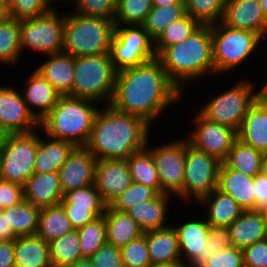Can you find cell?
Here are the masks:
<instances>
[{"label": "cell", "instance_id": "63", "mask_svg": "<svg viewBox=\"0 0 267 267\" xmlns=\"http://www.w3.org/2000/svg\"><path fill=\"white\" fill-rule=\"evenodd\" d=\"M260 173L267 177V153L262 156Z\"/></svg>", "mask_w": 267, "mask_h": 267}, {"label": "cell", "instance_id": "6", "mask_svg": "<svg viewBox=\"0 0 267 267\" xmlns=\"http://www.w3.org/2000/svg\"><path fill=\"white\" fill-rule=\"evenodd\" d=\"M117 70L110 53L75 57L74 83L68 96L111 103Z\"/></svg>", "mask_w": 267, "mask_h": 267}, {"label": "cell", "instance_id": "19", "mask_svg": "<svg viewBox=\"0 0 267 267\" xmlns=\"http://www.w3.org/2000/svg\"><path fill=\"white\" fill-rule=\"evenodd\" d=\"M28 76L21 95L28 110L40 122L56 105L61 94L38 71L34 70Z\"/></svg>", "mask_w": 267, "mask_h": 267}, {"label": "cell", "instance_id": "41", "mask_svg": "<svg viewBox=\"0 0 267 267\" xmlns=\"http://www.w3.org/2000/svg\"><path fill=\"white\" fill-rule=\"evenodd\" d=\"M76 230L83 258H90L101 246L107 243L104 216L96 218Z\"/></svg>", "mask_w": 267, "mask_h": 267}, {"label": "cell", "instance_id": "16", "mask_svg": "<svg viewBox=\"0 0 267 267\" xmlns=\"http://www.w3.org/2000/svg\"><path fill=\"white\" fill-rule=\"evenodd\" d=\"M96 164L97 159L85 146H76L58 171L63 195L94 184Z\"/></svg>", "mask_w": 267, "mask_h": 267}, {"label": "cell", "instance_id": "4", "mask_svg": "<svg viewBox=\"0 0 267 267\" xmlns=\"http://www.w3.org/2000/svg\"><path fill=\"white\" fill-rule=\"evenodd\" d=\"M98 102L85 98L61 96L51 111L40 121L44 137L65 140L75 146H86L92 132Z\"/></svg>", "mask_w": 267, "mask_h": 267}, {"label": "cell", "instance_id": "8", "mask_svg": "<svg viewBox=\"0 0 267 267\" xmlns=\"http://www.w3.org/2000/svg\"><path fill=\"white\" fill-rule=\"evenodd\" d=\"M234 86L207 101L198 111L207 120L235 129L241 127L249 108L255 103L253 81L241 78Z\"/></svg>", "mask_w": 267, "mask_h": 267}, {"label": "cell", "instance_id": "47", "mask_svg": "<svg viewBox=\"0 0 267 267\" xmlns=\"http://www.w3.org/2000/svg\"><path fill=\"white\" fill-rule=\"evenodd\" d=\"M120 252L123 267H148L151 264L144 235L121 247Z\"/></svg>", "mask_w": 267, "mask_h": 267}, {"label": "cell", "instance_id": "32", "mask_svg": "<svg viewBox=\"0 0 267 267\" xmlns=\"http://www.w3.org/2000/svg\"><path fill=\"white\" fill-rule=\"evenodd\" d=\"M74 230L61 204L40 209L36 235L47 243Z\"/></svg>", "mask_w": 267, "mask_h": 267}, {"label": "cell", "instance_id": "15", "mask_svg": "<svg viewBox=\"0 0 267 267\" xmlns=\"http://www.w3.org/2000/svg\"><path fill=\"white\" fill-rule=\"evenodd\" d=\"M40 129V122L28 110L21 90L0 85V129L5 134L30 133Z\"/></svg>", "mask_w": 267, "mask_h": 267}, {"label": "cell", "instance_id": "59", "mask_svg": "<svg viewBox=\"0 0 267 267\" xmlns=\"http://www.w3.org/2000/svg\"><path fill=\"white\" fill-rule=\"evenodd\" d=\"M152 6H170L173 4H184V0H151Z\"/></svg>", "mask_w": 267, "mask_h": 267}, {"label": "cell", "instance_id": "28", "mask_svg": "<svg viewBox=\"0 0 267 267\" xmlns=\"http://www.w3.org/2000/svg\"><path fill=\"white\" fill-rule=\"evenodd\" d=\"M13 249L15 267H53L49 243L37 235L17 237Z\"/></svg>", "mask_w": 267, "mask_h": 267}, {"label": "cell", "instance_id": "10", "mask_svg": "<svg viewBox=\"0 0 267 267\" xmlns=\"http://www.w3.org/2000/svg\"><path fill=\"white\" fill-rule=\"evenodd\" d=\"M64 13L56 7L49 12L31 19L20 20V39L22 54L27 49L43 55L63 51Z\"/></svg>", "mask_w": 267, "mask_h": 267}, {"label": "cell", "instance_id": "62", "mask_svg": "<svg viewBox=\"0 0 267 267\" xmlns=\"http://www.w3.org/2000/svg\"><path fill=\"white\" fill-rule=\"evenodd\" d=\"M258 212L261 215L262 222L264 224V228L267 233V206L259 209Z\"/></svg>", "mask_w": 267, "mask_h": 267}, {"label": "cell", "instance_id": "11", "mask_svg": "<svg viewBox=\"0 0 267 267\" xmlns=\"http://www.w3.org/2000/svg\"><path fill=\"white\" fill-rule=\"evenodd\" d=\"M110 56L117 71L156 58L154 40L143 25H115Z\"/></svg>", "mask_w": 267, "mask_h": 267}, {"label": "cell", "instance_id": "48", "mask_svg": "<svg viewBox=\"0 0 267 267\" xmlns=\"http://www.w3.org/2000/svg\"><path fill=\"white\" fill-rule=\"evenodd\" d=\"M116 0H74L73 12L85 16L101 17L114 21Z\"/></svg>", "mask_w": 267, "mask_h": 267}, {"label": "cell", "instance_id": "67", "mask_svg": "<svg viewBox=\"0 0 267 267\" xmlns=\"http://www.w3.org/2000/svg\"><path fill=\"white\" fill-rule=\"evenodd\" d=\"M4 136H5V133L0 129V145L2 144Z\"/></svg>", "mask_w": 267, "mask_h": 267}, {"label": "cell", "instance_id": "34", "mask_svg": "<svg viewBox=\"0 0 267 267\" xmlns=\"http://www.w3.org/2000/svg\"><path fill=\"white\" fill-rule=\"evenodd\" d=\"M39 207L23 200L18 205L2 209L7 214L8 227L17 237L36 235L39 220Z\"/></svg>", "mask_w": 267, "mask_h": 267}, {"label": "cell", "instance_id": "53", "mask_svg": "<svg viewBox=\"0 0 267 267\" xmlns=\"http://www.w3.org/2000/svg\"><path fill=\"white\" fill-rule=\"evenodd\" d=\"M60 204L74 229L84 227L97 218L90 210L70 207L63 199Z\"/></svg>", "mask_w": 267, "mask_h": 267}, {"label": "cell", "instance_id": "9", "mask_svg": "<svg viewBox=\"0 0 267 267\" xmlns=\"http://www.w3.org/2000/svg\"><path fill=\"white\" fill-rule=\"evenodd\" d=\"M39 134H5L0 145V179L24 185L34 173Z\"/></svg>", "mask_w": 267, "mask_h": 267}, {"label": "cell", "instance_id": "17", "mask_svg": "<svg viewBox=\"0 0 267 267\" xmlns=\"http://www.w3.org/2000/svg\"><path fill=\"white\" fill-rule=\"evenodd\" d=\"M221 22L230 28L257 33L262 39L267 36L260 0H226Z\"/></svg>", "mask_w": 267, "mask_h": 267}, {"label": "cell", "instance_id": "1", "mask_svg": "<svg viewBox=\"0 0 267 267\" xmlns=\"http://www.w3.org/2000/svg\"><path fill=\"white\" fill-rule=\"evenodd\" d=\"M156 57L117 72L111 105L119 112L142 118L151 127L164 110L183 100Z\"/></svg>", "mask_w": 267, "mask_h": 267}, {"label": "cell", "instance_id": "12", "mask_svg": "<svg viewBox=\"0 0 267 267\" xmlns=\"http://www.w3.org/2000/svg\"><path fill=\"white\" fill-rule=\"evenodd\" d=\"M221 164L215 157L194 148L186 139L183 201H196L197 204L217 189Z\"/></svg>", "mask_w": 267, "mask_h": 267}, {"label": "cell", "instance_id": "24", "mask_svg": "<svg viewBox=\"0 0 267 267\" xmlns=\"http://www.w3.org/2000/svg\"><path fill=\"white\" fill-rule=\"evenodd\" d=\"M148 245L151 264L181 260L177 230L171 224L143 232Z\"/></svg>", "mask_w": 267, "mask_h": 267}, {"label": "cell", "instance_id": "44", "mask_svg": "<svg viewBox=\"0 0 267 267\" xmlns=\"http://www.w3.org/2000/svg\"><path fill=\"white\" fill-rule=\"evenodd\" d=\"M157 195L153 188L132 182L109 206L117 211L126 212L138 203L151 200Z\"/></svg>", "mask_w": 267, "mask_h": 267}, {"label": "cell", "instance_id": "40", "mask_svg": "<svg viewBox=\"0 0 267 267\" xmlns=\"http://www.w3.org/2000/svg\"><path fill=\"white\" fill-rule=\"evenodd\" d=\"M63 200L70 207L90 210L97 218L104 215L107 207L94 184L68 191Z\"/></svg>", "mask_w": 267, "mask_h": 267}, {"label": "cell", "instance_id": "38", "mask_svg": "<svg viewBox=\"0 0 267 267\" xmlns=\"http://www.w3.org/2000/svg\"><path fill=\"white\" fill-rule=\"evenodd\" d=\"M186 14L185 4L152 6L143 26L155 41L168 25L183 18Z\"/></svg>", "mask_w": 267, "mask_h": 267}, {"label": "cell", "instance_id": "3", "mask_svg": "<svg viewBox=\"0 0 267 267\" xmlns=\"http://www.w3.org/2000/svg\"><path fill=\"white\" fill-rule=\"evenodd\" d=\"M157 58L170 80L186 94L183 85L215 73L211 25H200L183 41L166 47Z\"/></svg>", "mask_w": 267, "mask_h": 267}, {"label": "cell", "instance_id": "58", "mask_svg": "<svg viewBox=\"0 0 267 267\" xmlns=\"http://www.w3.org/2000/svg\"><path fill=\"white\" fill-rule=\"evenodd\" d=\"M148 267H188L182 260L172 261L166 263H153Z\"/></svg>", "mask_w": 267, "mask_h": 267}, {"label": "cell", "instance_id": "29", "mask_svg": "<svg viewBox=\"0 0 267 267\" xmlns=\"http://www.w3.org/2000/svg\"><path fill=\"white\" fill-rule=\"evenodd\" d=\"M103 216L107 244L121 248L143 235L138 224L126 212L117 211L107 205Z\"/></svg>", "mask_w": 267, "mask_h": 267}, {"label": "cell", "instance_id": "56", "mask_svg": "<svg viewBox=\"0 0 267 267\" xmlns=\"http://www.w3.org/2000/svg\"><path fill=\"white\" fill-rule=\"evenodd\" d=\"M17 236L14 234L11 227H8L7 214L0 210V240L14 241Z\"/></svg>", "mask_w": 267, "mask_h": 267}, {"label": "cell", "instance_id": "7", "mask_svg": "<svg viewBox=\"0 0 267 267\" xmlns=\"http://www.w3.org/2000/svg\"><path fill=\"white\" fill-rule=\"evenodd\" d=\"M211 34L215 74L234 71L263 42L257 33L230 28L221 21L211 25Z\"/></svg>", "mask_w": 267, "mask_h": 267}, {"label": "cell", "instance_id": "35", "mask_svg": "<svg viewBox=\"0 0 267 267\" xmlns=\"http://www.w3.org/2000/svg\"><path fill=\"white\" fill-rule=\"evenodd\" d=\"M21 57L20 20L9 17L0 23V63L15 67Z\"/></svg>", "mask_w": 267, "mask_h": 267}, {"label": "cell", "instance_id": "52", "mask_svg": "<svg viewBox=\"0 0 267 267\" xmlns=\"http://www.w3.org/2000/svg\"><path fill=\"white\" fill-rule=\"evenodd\" d=\"M244 267H267V238L243 249Z\"/></svg>", "mask_w": 267, "mask_h": 267}, {"label": "cell", "instance_id": "65", "mask_svg": "<svg viewBox=\"0 0 267 267\" xmlns=\"http://www.w3.org/2000/svg\"><path fill=\"white\" fill-rule=\"evenodd\" d=\"M69 1H71L72 3L74 2V0H48V2L51 4V5H53L54 4V2L55 3H59L60 4V2L62 3V2H69ZM53 3V4H52Z\"/></svg>", "mask_w": 267, "mask_h": 267}, {"label": "cell", "instance_id": "60", "mask_svg": "<svg viewBox=\"0 0 267 267\" xmlns=\"http://www.w3.org/2000/svg\"><path fill=\"white\" fill-rule=\"evenodd\" d=\"M66 267H94V265L90 258H83L70 265H67Z\"/></svg>", "mask_w": 267, "mask_h": 267}, {"label": "cell", "instance_id": "45", "mask_svg": "<svg viewBox=\"0 0 267 267\" xmlns=\"http://www.w3.org/2000/svg\"><path fill=\"white\" fill-rule=\"evenodd\" d=\"M231 246L230 228L210 225L206 249L189 267H201L212 255Z\"/></svg>", "mask_w": 267, "mask_h": 267}, {"label": "cell", "instance_id": "51", "mask_svg": "<svg viewBox=\"0 0 267 267\" xmlns=\"http://www.w3.org/2000/svg\"><path fill=\"white\" fill-rule=\"evenodd\" d=\"M23 200L22 185L0 179V210L18 205Z\"/></svg>", "mask_w": 267, "mask_h": 267}, {"label": "cell", "instance_id": "14", "mask_svg": "<svg viewBox=\"0 0 267 267\" xmlns=\"http://www.w3.org/2000/svg\"><path fill=\"white\" fill-rule=\"evenodd\" d=\"M192 118L195 128L190 131V136L185 137L189 144L223 163L238 138L237 131L229 126L211 122L199 112Z\"/></svg>", "mask_w": 267, "mask_h": 267}, {"label": "cell", "instance_id": "43", "mask_svg": "<svg viewBox=\"0 0 267 267\" xmlns=\"http://www.w3.org/2000/svg\"><path fill=\"white\" fill-rule=\"evenodd\" d=\"M226 0H184L186 13L201 25L221 21Z\"/></svg>", "mask_w": 267, "mask_h": 267}, {"label": "cell", "instance_id": "57", "mask_svg": "<svg viewBox=\"0 0 267 267\" xmlns=\"http://www.w3.org/2000/svg\"><path fill=\"white\" fill-rule=\"evenodd\" d=\"M261 87V89H260ZM259 87L255 92V101L264 109L267 110V80L266 83Z\"/></svg>", "mask_w": 267, "mask_h": 267}, {"label": "cell", "instance_id": "33", "mask_svg": "<svg viewBox=\"0 0 267 267\" xmlns=\"http://www.w3.org/2000/svg\"><path fill=\"white\" fill-rule=\"evenodd\" d=\"M126 162L132 182L153 188L158 194L163 193L160 187L158 171L151 152L144 149L131 154Z\"/></svg>", "mask_w": 267, "mask_h": 267}, {"label": "cell", "instance_id": "39", "mask_svg": "<svg viewBox=\"0 0 267 267\" xmlns=\"http://www.w3.org/2000/svg\"><path fill=\"white\" fill-rule=\"evenodd\" d=\"M201 24L186 14L183 18L168 25L154 41V49L158 56L166 47L177 44L190 36Z\"/></svg>", "mask_w": 267, "mask_h": 267}, {"label": "cell", "instance_id": "18", "mask_svg": "<svg viewBox=\"0 0 267 267\" xmlns=\"http://www.w3.org/2000/svg\"><path fill=\"white\" fill-rule=\"evenodd\" d=\"M132 183L126 159L97 160L94 185L110 205Z\"/></svg>", "mask_w": 267, "mask_h": 267}, {"label": "cell", "instance_id": "21", "mask_svg": "<svg viewBox=\"0 0 267 267\" xmlns=\"http://www.w3.org/2000/svg\"><path fill=\"white\" fill-rule=\"evenodd\" d=\"M217 189L229 195L244 210H255L254 177L229 168L223 162L219 169Z\"/></svg>", "mask_w": 267, "mask_h": 267}, {"label": "cell", "instance_id": "36", "mask_svg": "<svg viewBox=\"0 0 267 267\" xmlns=\"http://www.w3.org/2000/svg\"><path fill=\"white\" fill-rule=\"evenodd\" d=\"M262 156L263 153L237 138L224 163L229 168L241 171L245 175L255 177L260 173Z\"/></svg>", "mask_w": 267, "mask_h": 267}, {"label": "cell", "instance_id": "20", "mask_svg": "<svg viewBox=\"0 0 267 267\" xmlns=\"http://www.w3.org/2000/svg\"><path fill=\"white\" fill-rule=\"evenodd\" d=\"M24 200L39 208L60 204L64 195L58 172L33 173L23 185Z\"/></svg>", "mask_w": 267, "mask_h": 267}, {"label": "cell", "instance_id": "64", "mask_svg": "<svg viewBox=\"0 0 267 267\" xmlns=\"http://www.w3.org/2000/svg\"><path fill=\"white\" fill-rule=\"evenodd\" d=\"M260 2H261V5H262L264 16H265V18L267 20V0H260Z\"/></svg>", "mask_w": 267, "mask_h": 267}, {"label": "cell", "instance_id": "37", "mask_svg": "<svg viewBox=\"0 0 267 267\" xmlns=\"http://www.w3.org/2000/svg\"><path fill=\"white\" fill-rule=\"evenodd\" d=\"M53 267H66L83 259L77 230L74 229L49 243Z\"/></svg>", "mask_w": 267, "mask_h": 267}, {"label": "cell", "instance_id": "46", "mask_svg": "<svg viewBox=\"0 0 267 267\" xmlns=\"http://www.w3.org/2000/svg\"><path fill=\"white\" fill-rule=\"evenodd\" d=\"M53 8L48 0H9L8 15L17 20H25L38 17Z\"/></svg>", "mask_w": 267, "mask_h": 267}, {"label": "cell", "instance_id": "30", "mask_svg": "<svg viewBox=\"0 0 267 267\" xmlns=\"http://www.w3.org/2000/svg\"><path fill=\"white\" fill-rule=\"evenodd\" d=\"M229 228L232 247L244 249L267 238L258 210H244Z\"/></svg>", "mask_w": 267, "mask_h": 267}, {"label": "cell", "instance_id": "50", "mask_svg": "<svg viewBox=\"0 0 267 267\" xmlns=\"http://www.w3.org/2000/svg\"><path fill=\"white\" fill-rule=\"evenodd\" d=\"M94 267H123L119 247L104 244L91 257Z\"/></svg>", "mask_w": 267, "mask_h": 267}, {"label": "cell", "instance_id": "13", "mask_svg": "<svg viewBox=\"0 0 267 267\" xmlns=\"http://www.w3.org/2000/svg\"><path fill=\"white\" fill-rule=\"evenodd\" d=\"M158 171L161 191L183 199L186 138L149 148Z\"/></svg>", "mask_w": 267, "mask_h": 267}, {"label": "cell", "instance_id": "22", "mask_svg": "<svg viewBox=\"0 0 267 267\" xmlns=\"http://www.w3.org/2000/svg\"><path fill=\"white\" fill-rule=\"evenodd\" d=\"M47 60L36 67L38 71L60 94L67 96L74 83L75 57L64 52L49 54Z\"/></svg>", "mask_w": 267, "mask_h": 267}, {"label": "cell", "instance_id": "5", "mask_svg": "<svg viewBox=\"0 0 267 267\" xmlns=\"http://www.w3.org/2000/svg\"><path fill=\"white\" fill-rule=\"evenodd\" d=\"M114 30L110 19L64 13L62 52L73 57L110 53Z\"/></svg>", "mask_w": 267, "mask_h": 267}, {"label": "cell", "instance_id": "25", "mask_svg": "<svg viewBox=\"0 0 267 267\" xmlns=\"http://www.w3.org/2000/svg\"><path fill=\"white\" fill-rule=\"evenodd\" d=\"M171 198L169 194L159 193L155 198L129 208L126 213L143 232L163 228L169 225L167 223L169 221L167 210Z\"/></svg>", "mask_w": 267, "mask_h": 267}, {"label": "cell", "instance_id": "31", "mask_svg": "<svg viewBox=\"0 0 267 267\" xmlns=\"http://www.w3.org/2000/svg\"><path fill=\"white\" fill-rule=\"evenodd\" d=\"M238 139L261 153H267V110L256 101L249 108L240 129Z\"/></svg>", "mask_w": 267, "mask_h": 267}, {"label": "cell", "instance_id": "66", "mask_svg": "<svg viewBox=\"0 0 267 267\" xmlns=\"http://www.w3.org/2000/svg\"><path fill=\"white\" fill-rule=\"evenodd\" d=\"M0 5L8 6L9 5V0H0Z\"/></svg>", "mask_w": 267, "mask_h": 267}, {"label": "cell", "instance_id": "2", "mask_svg": "<svg viewBox=\"0 0 267 267\" xmlns=\"http://www.w3.org/2000/svg\"><path fill=\"white\" fill-rule=\"evenodd\" d=\"M150 128L142 118L104 104L95 115L91 136L85 147L97 160L127 159L146 147Z\"/></svg>", "mask_w": 267, "mask_h": 267}, {"label": "cell", "instance_id": "27", "mask_svg": "<svg viewBox=\"0 0 267 267\" xmlns=\"http://www.w3.org/2000/svg\"><path fill=\"white\" fill-rule=\"evenodd\" d=\"M40 135L34 159V173L58 172L76 146L65 140H50L49 137L42 138Z\"/></svg>", "mask_w": 267, "mask_h": 267}, {"label": "cell", "instance_id": "23", "mask_svg": "<svg viewBox=\"0 0 267 267\" xmlns=\"http://www.w3.org/2000/svg\"><path fill=\"white\" fill-rule=\"evenodd\" d=\"M203 219H187L182 224L174 226L179 238L181 260L188 267L206 249L210 225L206 222L205 217Z\"/></svg>", "mask_w": 267, "mask_h": 267}, {"label": "cell", "instance_id": "55", "mask_svg": "<svg viewBox=\"0 0 267 267\" xmlns=\"http://www.w3.org/2000/svg\"><path fill=\"white\" fill-rule=\"evenodd\" d=\"M0 267H15L13 241L0 240Z\"/></svg>", "mask_w": 267, "mask_h": 267}, {"label": "cell", "instance_id": "26", "mask_svg": "<svg viewBox=\"0 0 267 267\" xmlns=\"http://www.w3.org/2000/svg\"><path fill=\"white\" fill-rule=\"evenodd\" d=\"M205 207L206 222L216 227H229L244 211L229 195L215 189L199 201ZM206 209V210H205Z\"/></svg>", "mask_w": 267, "mask_h": 267}, {"label": "cell", "instance_id": "54", "mask_svg": "<svg viewBox=\"0 0 267 267\" xmlns=\"http://www.w3.org/2000/svg\"><path fill=\"white\" fill-rule=\"evenodd\" d=\"M255 210L267 206V177L258 173L254 177Z\"/></svg>", "mask_w": 267, "mask_h": 267}, {"label": "cell", "instance_id": "49", "mask_svg": "<svg viewBox=\"0 0 267 267\" xmlns=\"http://www.w3.org/2000/svg\"><path fill=\"white\" fill-rule=\"evenodd\" d=\"M201 267H244L243 249L231 246L212 255Z\"/></svg>", "mask_w": 267, "mask_h": 267}, {"label": "cell", "instance_id": "42", "mask_svg": "<svg viewBox=\"0 0 267 267\" xmlns=\"http://www.w3.org/2000/svg\"><path fill=\"white\" fill-rule=\"evenodd\" d=\"M152 8L151 0H118L115 25H143Z\"/></svg>", "mask_w": 267, "mask_h": 267}, {"label": "cell", "instance_id": "61", "mask_svg": "<svg viewBox=\"0 0 267 267\" xmlns=\"http://www.w3.org/2000/svg\"><path fill=\"white\" fill-rule=\"evenodd\" d=\"M8 18V6L0 5V23H3Z\"/></svg>", "mask_w": 267, "mask_h": 267}]
</instances>
